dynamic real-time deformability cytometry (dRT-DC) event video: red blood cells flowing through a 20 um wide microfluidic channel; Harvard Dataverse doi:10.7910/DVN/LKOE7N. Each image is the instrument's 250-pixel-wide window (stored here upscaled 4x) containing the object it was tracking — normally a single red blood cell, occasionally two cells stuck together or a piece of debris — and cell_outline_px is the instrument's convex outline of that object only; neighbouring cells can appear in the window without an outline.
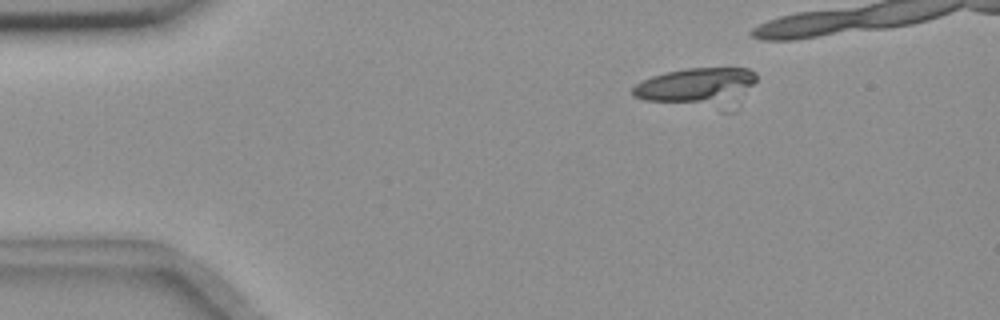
{"species": "common noctule bat (a hibernating species)", "species_latin": "Nyctalus noctula", "temperature_condition": "room temperature", "stored_images_in_passage": 13, "camera_frame_rate_fps": 3000, "um_per_image_px": 0.085, "animal": {"sex": "female", "body_mass_g": 18.4}, "frame": {"image": 1, "passage_image": 3, "time_ms": 2.333, "image_size_px": [1000, 320], "cell_outline_px": [[756, 80], [744, 92], [700, 100], [644, 100], [632, 96], [632, 88], [640, 80], [652, 76], [684, 68], [748, 68], [756, 72]], "centroid_in_image_um": [59.04, 7.14], "position_along_channel_um": 26.0, "area_um2": 23.18}}